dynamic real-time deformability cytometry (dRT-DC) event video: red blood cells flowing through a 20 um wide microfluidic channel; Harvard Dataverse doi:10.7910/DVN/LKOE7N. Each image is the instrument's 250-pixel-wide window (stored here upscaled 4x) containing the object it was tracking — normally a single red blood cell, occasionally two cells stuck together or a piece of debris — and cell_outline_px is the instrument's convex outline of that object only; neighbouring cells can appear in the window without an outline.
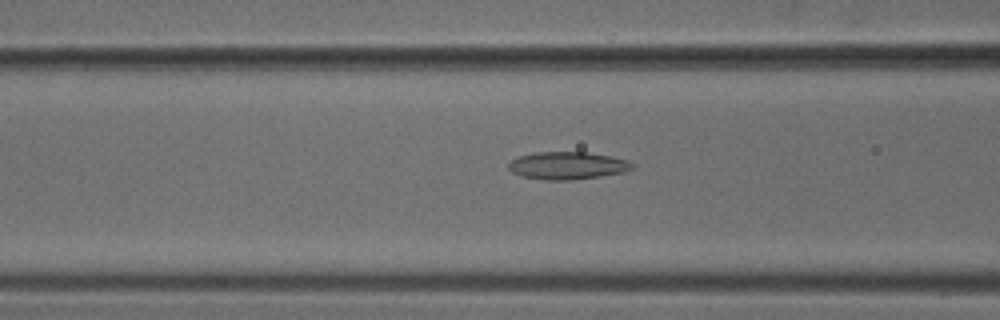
{"species": "common noctule bat (a hibernating species)", "species_latin": "Nyctalus noctula", "temperature_condition": "cold", "stored_images_in_passage": 45, "camera_frame_rate_fps": 3000, "um_per_image_px": 0.085, "animal": {"sex": "male", "body_mass_g": 18.8}, "frame": {"image": 1, "passage_image": 15, "time_ms": 4.667, "image_size_px": [1000, 320], "cell_outline_px": [[636, 164], [632, 168], [624, 172], [600, 176], [572, 180], [544, 180], [520, 176], [512, 172], [508, 168], [508, 164], [512, 160], [520, 156], [536, 152], [588, 152], [628, 160]], "centroid_in_image_um": [48.23, 14.08], "position_along_channel_um": 118.4, "area_um2": 19.88}}
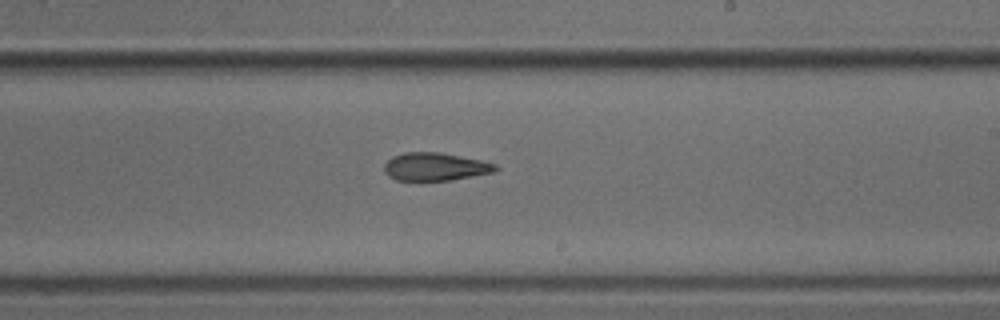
{"frame": {"image": 2, "passage_image": 25, "time_ms": 8.0, "image_size_px": [1000, 320], "cell_outline_px": [[500, 168], [492, 172], [452, 180], [396, 180], [388, 176], [384, 172], [384, 164], [392, 156], [404, 152], [440, 152], [480, 160], [496, 164]], "centroid_in_image_um": [36.96, 14.16], "position_along_channel_um": 252.0, "area_um2": 18.09}}
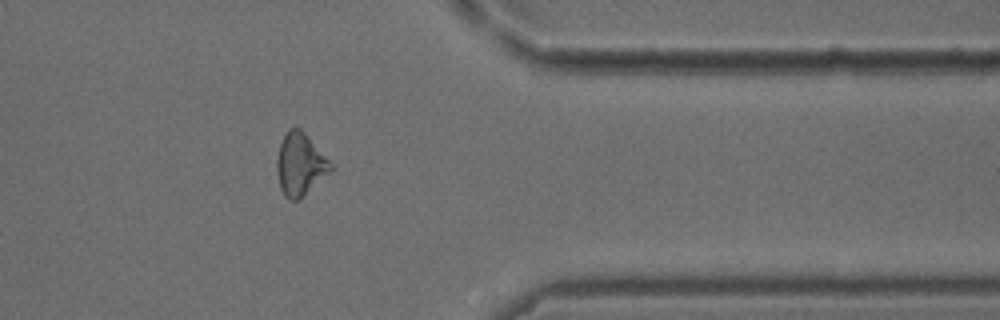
{"frame": {"image": 3, "passage_image": 36, "time_ms": 11.667, "image_size_px": [1000, 320], "cell_outline_px": [[332, 168], [300, 200], [288, 200], [284, 196], [280, 188], [276, 168], [276, 160], [280, 144], [288, 128], [300, 128], [304, 132], [332, 164]], "centroid_in_image_um": [25.47, 13.99], "position_along_channel_um": 385.9, "area_um2": 19.25}}